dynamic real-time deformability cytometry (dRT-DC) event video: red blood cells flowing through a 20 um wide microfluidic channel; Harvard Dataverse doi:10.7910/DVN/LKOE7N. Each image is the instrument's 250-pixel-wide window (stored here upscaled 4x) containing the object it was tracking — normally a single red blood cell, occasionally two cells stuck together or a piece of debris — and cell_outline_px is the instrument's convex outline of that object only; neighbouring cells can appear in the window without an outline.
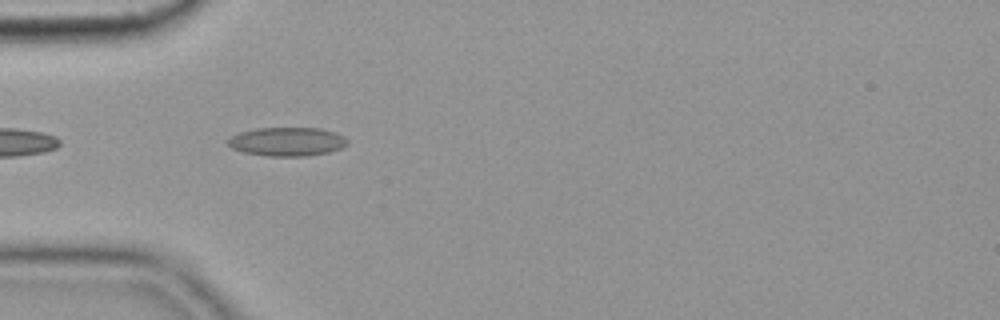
{"species": "common noctule bat (a hibernating species)", "species_latin": "Nyctalus noctula", "temperature_condition": "cold", "stored_images_in_passage": 17, "camera_frame_rate_fps": 3000, "um_per_image_px": 0.085, "animal": {"sex": "female", "body_mass_g": 19.9}, "frame": {"image": 1, "passage_image": 3, "time_ms": 0.667, "image_size_px": [1000, 320], "cell_outline_px": [[348, 144], [340, 148], [328, 152], [308, 156], [268, 156], [244, 152], [232, 148], [228, 144], [228, 140], [232, 136], [240, 132], [256, 128], [320, 128], [336, 132], [344, 136], [348, 140]], "centroid_in_image_um": [24.43, 12.03], "position_along_channel_um": 60.6, "area_um2": 20.0}}
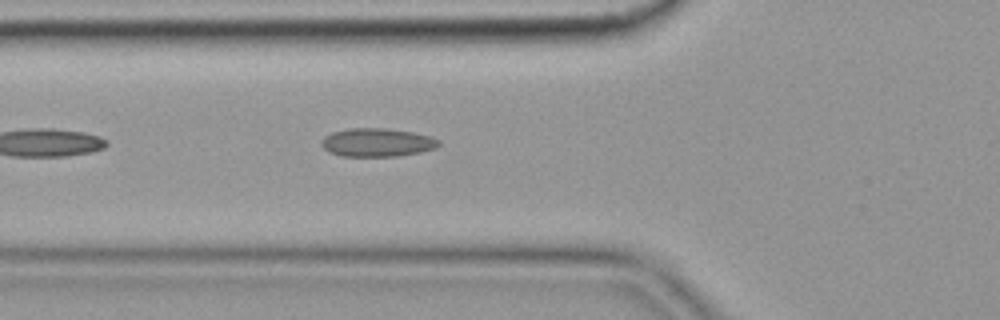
{"frame": {"image": 2, "passage_image": 6, "time_ms": 1.667, "image_size_px": [1000, 320], "cell_outline_px": [[440, 144], [436, 148], [420, 152], [396, 156], [340, 156], [328, 152], [320, 144], [320, 140], [324, 136], [332, 132], [348, 128], [384, 128], [412, 132], [432, 136], [440, 140]], "centroid_in_image_um": [32.03, 12.1], "position_along_channel_um": 93.8, "area_um2": 19.59}}
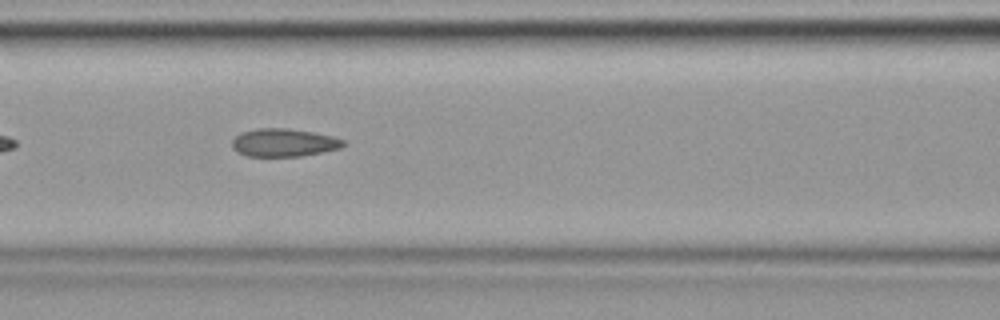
{"frame": {"image": 3, "passage_image": 10, "time_ms": 3.0, "image_size_px": [1000, 320], "cell_outline_px": [[348, 144], [340, 148], [300, 156], [248, 156], [236, 152], [232, 148], [232, 140], [236, 136], [244, 132], [256, 128], [288, 128], [312, 132], [332, 136], [344, 140]], "centroid_in_image_um": [24.12, 12.12], "position_along_channel_um": 142.5, "area_um2": 18.09}}